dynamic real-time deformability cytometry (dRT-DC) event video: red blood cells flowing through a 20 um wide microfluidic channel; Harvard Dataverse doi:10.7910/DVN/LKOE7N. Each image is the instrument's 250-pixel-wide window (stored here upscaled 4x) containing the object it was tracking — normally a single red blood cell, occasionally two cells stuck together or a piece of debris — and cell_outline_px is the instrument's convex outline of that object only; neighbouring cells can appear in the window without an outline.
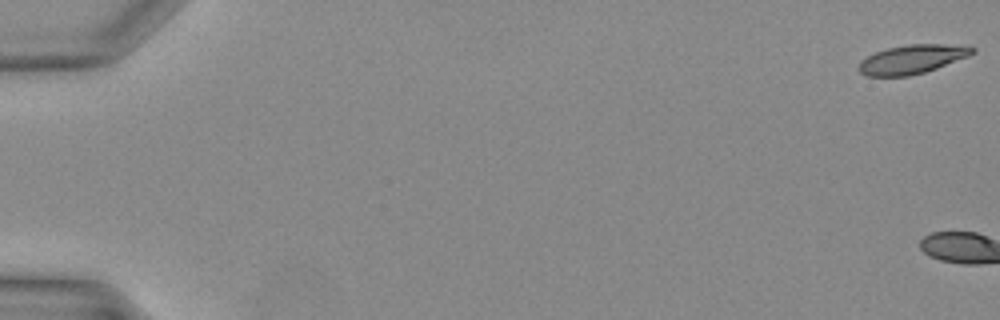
{"species": "Egyptian fruit bat (a non-hibernating species)", "species_latin": "Rousettus aegyptiacus", "temperature_condition": "warm", "stored_images_in_passage": 3, "camera_frame_rate_fps": 3000, "um_per_image_px": 0.085, "animal": {"sex": "female"}, "frame": {"image": 1, "passage_image": 1, "time_ms": 0.0, "image_size_px": [1000, 320], "cell_outline_px": [[976, 52], [968, 56], [936, 68], [924, 72], [908, 76], [868, 76], [860, 72], [856, 68], [860, 60], [876, 52], [888, 48], [908, 44], [944, 44], [976, 48]], "centroid_in_image_um": [77.48, 5.04], "position_along_channel_um": 7.5, "area_um2": 18.96}}